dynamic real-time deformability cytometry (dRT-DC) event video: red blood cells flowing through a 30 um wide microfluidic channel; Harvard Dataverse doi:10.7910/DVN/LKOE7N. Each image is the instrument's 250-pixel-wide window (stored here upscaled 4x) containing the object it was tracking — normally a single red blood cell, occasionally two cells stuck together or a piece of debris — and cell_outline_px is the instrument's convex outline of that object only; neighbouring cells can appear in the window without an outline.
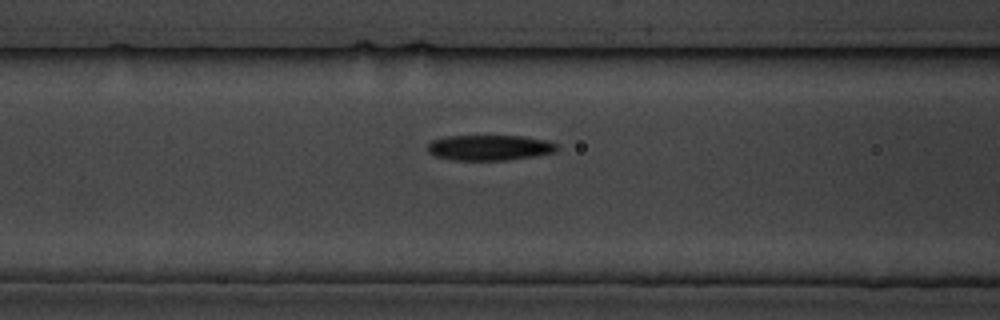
{"species": "common noctule bat (a hibernating species)", "species_latin": "Nyctalus noctula", "temperature_condition": "cold", "stored_images_in_passage": 8, "camera_frame_rate_fps": 3000, "um_per_image_px": 0.085, "animal": {"sex": "male", "body_mass_g": 19.5, "forearm_length_mm": 54.6}, "frame": {"image": 1, "passage_image": 8, "time_ms": 9.0, "image_size_px": [1000, 320], "cell_outline_px": [[560, 148], [556, 152], [536, 156], [508, 160], [452, 160], [436, 156], [428, 152], [428, 144], [432, 140], [444, 136], [524, 136], [548, 140], [556, 144]], "centroid_in_image_um": [41.65, 12.55], "position_along_channel_um": 124.9, "area_um2": 19.42}}